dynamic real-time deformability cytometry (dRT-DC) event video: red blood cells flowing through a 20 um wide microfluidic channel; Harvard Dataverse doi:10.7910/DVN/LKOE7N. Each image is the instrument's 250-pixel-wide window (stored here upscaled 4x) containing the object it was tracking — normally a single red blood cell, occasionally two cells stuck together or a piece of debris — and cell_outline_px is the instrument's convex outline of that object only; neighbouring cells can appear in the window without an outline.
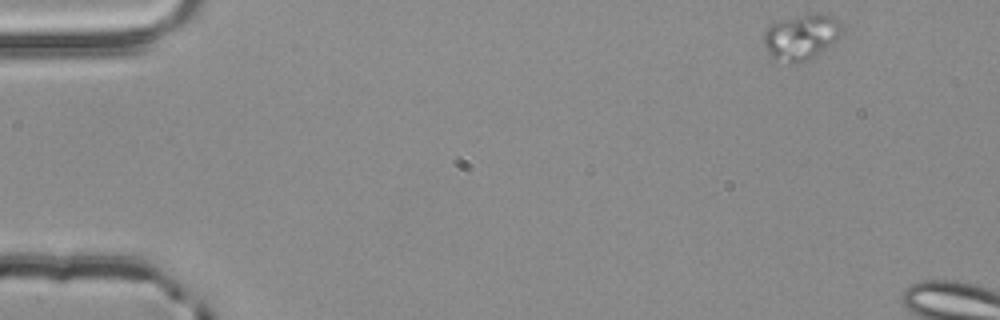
{"species": "common noctule bat (a hibernating species)", "species_latin": "Nyctalus noctula", "temperature_condition": "room temperature", "stored_images_in_passage": 7, "segment_of_instrument_passage": [1, 2], "camera_frame_rate_fps": 3000, "um_per_image_px": 0.085, "animal": {"sex": "male", "body_mass_g": 20.4}, "frame": {"image": 1, "passage_image": 1, "time_ms": 0.0, "image_size_px": [1000, 320], "cell_outline_px": [[840, 36], [832, 44], [812, 60], [792, 64], [788, 64], [768, 56], [764, 44], [764, 32], [772, 24], [800, 16], [820, 12], [828, 12], [840, 24]], "centroid_in_image_um": [68.11, 3.19], "position_along_channel_um": 16.9, "area_um2": 20.81}}